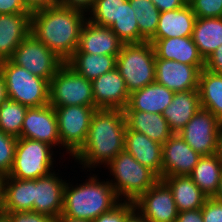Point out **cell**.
I'll return each mask as SVG.
<instances>
[{"instance_id":"cell-32","label":"cell","mask_w":222,"mask_h":222,"mask_svg":"<svg viewBox=\"0 0 222 222\" xmlns=\"http://www.w3.org/2000/svg\"><path fill=\"white\" fill-rule=\"evenodd\" d=\"M139 28V43L149 42L159 22L160 11L151 0H129Z\"/></svg>"},{"instance_id":"cell-29","label":"cell","mask_w":222,"mask_h":222,"mask_svg":"<svg viewBox=\"0 0 222 222\" xmlns=\"http://www.w3.org/2000/svg\"><path fill=\"white\" fill-rule=\"evenodd\" d=\"M221 173L222 162L213 154L202 156L189 176L208 198H212L219 188Z\"/></svg>"},{"instance_id":"cell-42","label":"cell","mask_w":222,"mask_h":222,"mask_svg":"<svg viewBox=\"0 0 222 222\" xmlns=\"http://www.w3.org/2000/svg\"><path fill=\"white\" fill-rule=\"evenodd\" d=\"M32 13L22 0H0V14Z\"/></svg>"},{"instance_id":"cell-28","label":"cell","mask_w":222,"mask_h":222,"mask_svg":"<svg viewBox=\"0 0 222 222\" xmlns=\"http://www.w3.org/2000/svg\"><path fill=\"white\" fill-rule=\"evenodd\" d=\"M65 63L76 73L92 81L114 70L117 65V56L74 52Z\"/></svg>"},{"instance_id":"cell-53","label":"cell","mask_w":222,"mask_h":222,"mask_svg":"<svg viewBox=\"0 0 222 222\" xmlns=\"http://www.w3.org/2000/svg\"><path fill=\"white\" fill-rule=\"evenodd\" d=\"M0 222H10V220L5 214H2L0 215Z\"/></svg>"},{"instance_id":"cell-51","label":"cell","mask_w":222,"mask_h":222,"mask_svg":"<svg viewBox=\"0 0 222 222\" xmlns=\"http://www.w3.org/2000/svg\"><path fill=\"white\" fill-rule=\"evenodd\" d=\"M3 187H4V176L0 175V215L4 214L3 212Z\"/></svg>"},{"instance_id":"cell-14","label":"cell","mask_w":222,"mask_h":222,"mask_svg":"<svg viewBox=\"0 0 222 222\" xmlns=\"http://www.w3.org/2000/svg\"><path fill=\"white\" fill-rule=\"evenodd\" d=\"M205 66H194L174 60H155V81L173 92L198 90L199 76Z\"/></svg>"},{"instance_id":"cell-17","label":"cell","mask_w":222,"mask_h":222,"mask_svg":"<svg viewBox=\"0 0 222 222\" xmlns=\"http://www.w3.org/2000/svg\"><path fill=\"white\" fill-rule=\"evenodd\" d=\"M94 103L98 109H122L129 102L125 80L117 68L91 81Z\"/></svg>"},{"instance_id":"cell-19","label":"cell","mask_w":222,"mask_h":222,"mask_svg":"<svg viewBox=\"0 0 222 222\" xmlns=\"http://www.w3.org/2000/svg\"><path fill=\"white\" fill-rule=\"evenodd\" d=\"M31 14H0V62L9 60L31 33Z\"/></svg>"},{"instance_id":"cell-1","label":"cell","mask_w":222,"mask_h":222,"mask_svg":"<svg viewBox=\"0 0 222 222\" xmlns=\"http://www.w3.org/2000/svg\"><path fill=\"white\" fill-rule=\"evenodd\" d=\"M87 14L60 4L31 14V33L66 62L76 51Z\"/></svg>"},{"instance_id":"cell-38","label":"cell","mask_w":222,"mask_h":222,"mask_svg":"<svg viewBox=\"0 0 222 222\" xmlns=\"http://www.w3.org/2000/svg\"><path fill=\"white\" fill-rule=\"evenodd\" d=\"M135 209L131 201H121L110 211L101 214L91 222H125L127 216Z\"/></svg>"},{"instance_id":"cell-4","label":"cell","mask_w":222,"mask_h":222,"mask_svg":"<svg viewBox=\"0 0 222 222\" xmlns=\"http://www.w3.org/2000/svg\"><path fill=\"white\" fill-rule=\"evenodd\" d=\"M112 176L109 183L121 201L134 202L160 178L149 168L141 165L125 149L106 166Z\"/></svg>"},{"instance_id":"cell-16","label":"cell","mask_w":222,"mask_h":222,"mask_svg":"<svg viewBox=\"0 0 222 222\" xmlns=\"http://www.w3.org/2000/svg\"><path fill=\"white\" fill-rule=\"evenodd\" d=\"M58 174L54 170L48 176L34 180L33 212H38L54 219L62 213L64 188L67 180H62V177Z\"/></svg>"},{"instance_id":"cell-22","label":"cell","mask_w":222,"mask_h":222,"mask_svg":"<svg viewBox=\"0 0 222 222\" xmlns=\"http://www.w3.org/2000/svg\"><path fill=\"white\" fill-rule=\"evenodd\" d=\"M175 92L156 81L134 91L129 96V102L123 111H142L162 114L174 97Z\"/></svg>"},{"instance_id":"cell-40","label":"cell","mask_w":222,"mask_h":222,"mask_svg":"<svg viewBox=\"0 0 222 222\" xmlns=\"http://www.w3.org/2000/svg\"><path fill=\"white\" fill-rule=\"evenodd\" d=\"M10 222H55V219L33 211L4 212Z\"/></svg>"},{"instance_id":"cell-11","label":"cell","mask_w":222,"mask_h":222,"mask_svg":"<svg viewBox=\"0 0 222 222\" xmlns=\"http://www.w3.org/2000/svg\"><path fill=\"white\" fill-rule=\"evenodd\" d=\"M221 123L212 112L201 108L178 134L196 153L213 155L216 154Z\"/></svg>"},{"instance_id":"cell-7","label":"cell","mask_w":222,"mask_h":222,"mask_svg":"<svg viewBox=\"0 0 222 222\" xmlns=\"http://www.w3.org/2000/svg\"><path fill=\"white\" fill-rule=\"evenodd\" d=\"M53 149L47 143L19 137L14 163L8 177L35 180L48 176L55 169Z\"/></svg>"},{"instance_id":"cell-34","label":"cell","mask_w":222,"mask_h":222,"mask_svg":"<svg viewBox=\"0 0 222 222\" xmlns=\"http://www.w3.org/2000/svg\"><path fill=\"white\" fill-rule=\"evenodd\" d=\"M134 10L129 0L121 4V13L118 19L110 26L123 44L139 43V28Z\"/></svg>"},{"instance_id":"cell-25","label":"cell","mask_w":222,"mask_h":222,"mask_svg":"<svg viewBox=\"0 0 222 222\" xmlns=\"http://www.w3.org/2000/svg\"><path fill=\"white\" fill-rule=\"evenodd\" d=\"M199 109L201 104L198 90L175 92L171 104L165 108L162 116L173 133H178Z\"/></svg>"},{"instance_id":"cell-35","label":"cell","mask_w":222,"mask_h":222,"mask_svg":"<svg viewBox=\"0 0 222 222\" xmlns=\"http://www.w3.org/2000/svg\"><path fill=\"white\" fill-rule=\"evenodd\" d=\"M127 0H95L87 19L93 24L110 27L121 13V4ZM90 16V17H89Z\"/></svg>"},{"instance_id":"cell-43","label":"cell","mask_w":222,"mask_h":222,"mask_svg":"<svg viewBox=\"0 0 222 222\" xmlns=\"http://www.w3.org/2000/svg\"><path fill=\"white\" fill-rule=\"evenodd\" d=\"M95 0H59V4L71 9H77L86 14L91 10Z\"/></svg>"},{"instance_id":"cell-12","label":"cell","mask_w":222,"mask_h":222,"mask_svg":"<svg viewBox=\"0 0 222 222\" xmlns=\"http://www.w3.org/2000/svg\"><path fill=\"white\" fill-rule=\"evenodd\" d=\"M135 209L149 222H176L178 210L171 189L159 179L134 202Z\"/></svg>"},{"instance_id":"cell-41","label":"cell","mask_w":222,"mask_h":222,"mask_svg":"<svg viewBox=\"0 0 222 222\" xmlns=\"http://www.w3.org/2000/svg\"><path fill=\"white\" fill-rule=\"evenodd\" d=\"M207 71L215 74H222V44L205 59Z\"/></svg>"},{"instance_id":"cell-37","label":"cell","mask_w":222,"mask_h":222,"mask_svg":"<svg viewBox=\"0 0 222 222\" xmlns=\"http://www.w3.org/2000/svg\"><path fill=\"white\" fill-rule=\"evenodd\" d=\"M188 4L197 18L222 17V0H190Z\"/></svg>"},{"instance_id":"cell-31","label":"cell","mask_w":222,"mask_h":222,"mask_svg":"<svg viewBox=\"0 0 222 222\" xmlns=\"http://www.w3.org/2000/svg\"><path fill=\"white\" fill-rule=\"evenodd\" d=\"M198 91L201 108L212 112L222 122V74L202 69Z\"/></svg>"},{"instance_id":"cell-26","label":"cell","mask_w":222,"mask_h":222,"mask_svg":"<svg viewBox=\"0 0 222 222\" xmlns=\"http://www.w3.org/2000/svg\"><path fill=\"white\" fill-rule=\"evenodd\" d=\"M34 180L4 176L3 212L33 211Z\"/></svg>"},{"instance_id":"cell-20","label":"cell","mask_w":222,"mask_h":222,"mask_svg":"<svg viewBox=\"0 0 222 222\" xmlns=\"http://www.w3.org/2000/svg\"><path fill=\"white\" fill-rule=\"evenodd\" d=\"M124 149L141 165L151 169L162 179V144L143 133L126 129Z\"/></svg>"},{"instance_id":"cell-49","label":"cell","mask_w":222,"mask_h":222,"mask_svg":"<svg viewBox=\"0 0 222 222\" xmlns=\"http://www.w3.org/2000/svg\"><path fill=\"white\" fill-rule=\"evenodd\" d=\"M55 222H91L86 219H75L64 214H60L57 218H55Z\"/></svg>"},{"instance_id":"cell-50","label":"cell","mask_w":222,"mask_h":222,"mask_svg":"<svg viewBox=\"0 0 222 222\" xmlns=\"http://www.w3.org/2000/svg\"><path fill=\"white\" fill-rule=\"evenodd\" d=\"M216 154L218 155V157L220 158V160L222 162V123L220 125V129H219V132H218V141H217Z\"/></svg>"},{"instance_id":"cell-24","label":"cell","mask_w":222,"mask_h":222,"mask_svg":"<svg viewBox=\"0 0 222 222\" xmlns=\"http://www.w3.org/2000/svg\"><path fill=\"white\" fill-rule=\"evenodd\" d=\"M123 112L127 129L143 133L151 140L159 142L162 145L174 134L162 114L142 111Z\"/></svg>"},{"instance_id":"cell-5","label":"cell","mask_w":222,"mask_h":222,"mask_svg":"<svg viewBox=\"0 0 222 222\" xmlns=\"http://www.w3.org/2000/svg\"><path fill=\"white\" fill-rule=\"evenodd\" d=\"M155 50L150 42L124 44L117 55L116 68L129 94L155 82Z\"/></svg>"},{"instance_id":"cell-15","label":"cell","mask_w":222,"mask_h":222,"mask_svg":"<svg viewBox=\"0 0 222 222\" xmlns=\"http://www.w3.org/2000/svg\"><path fill=\"white\" fill-rule=\"evenodd\" d=\"M201 157L178 133H174L162 145V178L189 176Z\"/></svg>"},{"instance_id":"cell-18","label":"cell","mask_w":222,"mask_h":222,"mask_svg":"<svg viewBox=\"0 0 222 222\" xmlns=\"http://www.w3.org/2000/svg\"><path fill=\"white\" fill-rule=\"evenodd\" d=\"M123 45L110 27L93 24L87 19L81 30L79 45L75 52L117 56Z\"/></svg>"},{"instance_id":"cell-39","label":"cell","mask_w":222,"mask_h":222,"mask_svg":"<svg viewBox=\"0 0 222 222\" xmlns=\"http://www.w3.org/2000/svg\"><path fill=\"white\" fill-rule=\"evenodd\" d=\"M203 222H222V201L207 198L201 208Z\"/></svg>"},{"instance_id":"cell-21","label":"cell","mask_w":222,"mask_h":222,"mask_svg":"<svg viewBox=\"0 0 222 222\" xmlns=\"http://www.w3.org/2000/svg\"><path fill=\"white\" fill-rule=\"evenodd\" d=\"M156 59L174 60L194 66H205V60L200 55L192 37H172L166 39H151Z\"/></svg>"},{"instance_id":"cell-47","label":"cell","mask_w":222,"mask_h":222,"mask_svg":"<svg viewBox=\"0 0 222 222\" xmlns=\"http://www.w3.org/2000/svg\"><path fill=\"white\" fill-rule=\"evenodd\" d=\"M125 222H149L136 209H134L126 218Z\"/></svg>"},{"instance_id":"cell-3","label":"cell","mask_w":222,"mask_h":222,"mask_svg":"<svg viewBox=\"0 0 222 222\" xmlns=\"http://www.w3.org/2000/svg\"><path fill=\"white\" fill-rule=\"evenodd\" d=\"M95 175L87 177L88 179L79 185L76 183L72 186L67 180L62 214L75 219L93 221L121 202L109 181H101L99 176Z\"/></svg>"},{"instance_id":"cell-30","label":"cell","mask_w":222,"mask_h":222,"mask_svg":"<svg viewBox=\"0 0 222 222\" xmlns=\"http://www.w3.org/2000/svg\"><path fill=\"white\" fill-rule=\"evenodd\" d=\"M192 38L203 59L222 44V17L197 18Z\"/></svg>"},{"instance_id":"cell-8","label":"cell","mask_w":222,"mask_h":222,"mask_svg":"<svg viewBox=\"0 0 222 222\" xmlns=\"http://www.w3.org/2000/svg\"><path fill=\"white\" fill-rule=\"evenodd\" d=\"M49 105L96 107L91 81L64 63L49 82Z\"/></svg>"},{"instance_id":"cell-6","label":"cell","mask_w":222,"mask_h":222,"mask_svg":"<svg viewBox=\"0 0 222 222\" xmlns=\"http://www.w3.org/2000/svg\"><path fill=\"white\" fill-rule=\"evenodd\" d=\"M0 72L5 81L8 99L29 108L49 104V82L47 80L33 75L10 60L0 62Z\"/></svg>"},{"instance_id":"cell-44","label":"cell","mask_w":222,"mask_h":222,"mask_svg":"<svg viewBox=\"0 0 222 222\" xmlns=\"http://www.w3.org/2000/svg\"><path fill=\"white\" fill-rule=\"evenodd\" d=\"M160 12L179 9L187 4L185 0H151Z\"/></svg>"},{"instance_id":"cell-10","label":"cell","mask_w":222,"mask_h":222,"mask_svg":"<svg viewBox=\"0 0 222 222\" xmlns=\"http://www.w3.org/2000/svg\"><path fill=\"white\" fill-rule=\"evenodd\" d=\"M9 60L48 82L65 63L32 33L19 44Z\"/></svg>"},{"instance_id":"cell-48","label":"cell","mask_w":222,"mask_h":222,"mask_svg":"<svg viewBox=\"0 0 222 222\" xmlns=\"http://www.w3.org/2000/svg\"><path fill=\"white\" fill-rule=\"evenodd\" d=\"M8 99L5 81L0 72V105Z\"/></svg>"},{"instance_id":"cell-36","label":"cell","mask_w":222,"mask_h":222,"mask_svg":"<svg viewBox=\"0 0 222 222\" xmlns=\"http://www.w3.org/2000/svg\"><path fill=\"white\" fill-rule=\"evenodd\" d=\"M16 137L6 134L0 130V175L8 176L15 157L17 144Z\"/></svg>"},{"instance_id":"cell-45","label":"cell","mask_w":222,"mask_h":222,"mask_svg":"<svg viewBox=\"0 0 222 222\" xmlns=\"http://www.w3.org/2000/svg\"><path fill=\"white\" fill-rule=\"evenodd\" d=\"M176 222H203L201 208L178 212Z\"/></svg>"},{"instance_id":"cell-52","label":"cell","mask_w":222,"mask_h":222,"mask_svg":"<svg viewBox=\"0 0 222 222\" xmlns=\"http://www.w3.org/2000/svg\"><path fill=\"white\" fill-rule=\"evenodd\" d=\"M213 198L218 200V201H222V173H221L219 188H218L217 193L215 194V196Z\"/></svg>"},{"instance_id":"cell-9","label":"cell","mask_w":222,"mask_h":222,"mask_svg":"<svg viewBox=\"0 0 222 222\" xmlns=\"http://www.w3.org/2000/svg\"><path fill=\"white\" fill-rule=\"evenodd\" d=\"M58 120V132L62 149L71 157L87 139L90 123L97 107L71 105L53 107Z\"/></svg>"},{"instance_id":"cell-27","label":"cell","mask_w":222,"mask_h":222,"mask_svg":"<svg viewBox=\"0 0 222 222\" xmlns=\"http://www.w3.org/2000/svg\"><path fill=\"white\" fill-rule=\"evenodd\" d=\"M162 180L171 189L178 212L200 209L208 198L190 176H169Z\"/></svg>"},{"instance_id":"cell-33","label":"cell","mask_w":222,"mask_h":222,"mask_svg":"<svg viewBox=\"0 0 222 222\" xmlns=\"http://www.w3.org/2000/svg\"><path fill=\"white\" fill-rule=\"evenodd\" d=\"M28 106L7 99L0 105V130L19 138Z\"/></svg>"},{"instance_id":"cell-23","label":"cell","mask_w":222,"mask_h":222,"mask_svg":"<svg viewBox=\"0 0 222 222\" xmlns=\"http://www.w3.org/2000/svg\"><path fill=\"white\" fill-rule=\"evenodd\" d=\"M196 19L188 3L179 9L160 12L158 26L152 39L192 37Z\"/></svg>"},{"instance_id":"cell-46","label":"cell","mask_w":222,"mask_h":222,"mask_svg":"<svg viewBox=\"0 0 222 222\" xmlns=\"http://www.w3.org/2000/svg\"><path fill=\"white\" fill-rule=\"evenodd\" d=\"M22 1L30 12L59 4V0H22Z\"/></svg>"},{"instance_id":"cell-2","label":"cell","mask_w":222,"mask_h":222,"mask_svg":"<svg viewBox=\"0 0 222 222\" xmlns=\"http://www.w3.org/2000/svg\"><path fill=\"white\" fill-rule=\"evenodd\" d=\"M126 129L122 109H96L85 143L71 158L89 172L107 165L124 150Z\"/></svg>"},{"instance_id":"cell-13","label":"cell","mask_w":222,"mask_h":222,"mask_svg":"<svg viewBox=\"0 0 222 222\" xmlns=\"http://www.w3.org/2000/svg\"><path fill=\"white\" fill-rule=\"evenodd\" d=\"M21 138L40 141L53 148L61 147L58 120L52 105L28 108L21 131Z\"/></svg>"}]
</instances>
